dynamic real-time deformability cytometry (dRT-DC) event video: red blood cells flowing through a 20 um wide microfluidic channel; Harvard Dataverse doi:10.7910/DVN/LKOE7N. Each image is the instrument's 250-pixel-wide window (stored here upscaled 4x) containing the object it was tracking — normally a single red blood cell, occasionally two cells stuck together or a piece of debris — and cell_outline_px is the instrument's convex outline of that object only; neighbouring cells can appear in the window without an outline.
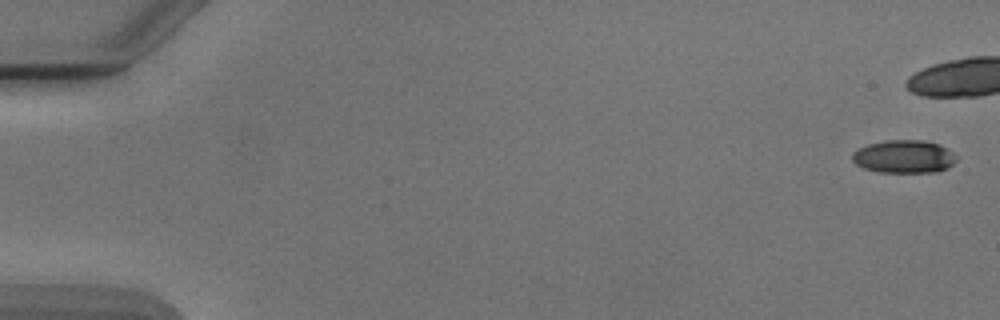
{"species": "Egyptian fruit bat (a non-hibernating species)", "species_latin": "Rousettus aegyptiacus", "temperature_condition": "cold", "stored_images_in_passage": 6, "camera_frame_rate_fps": 3000, "um_per_image_px": 0.085, "animal": {"sex": "male"}, "frame": {"image": 1, "passage_image": 1, "time_ms": 0.0, "image_size_px": [1000, 320], "cell_outline_px": [[956, 160], [948, 168], [936, 172], [880, 172], [864, 168], [856, 164], [852, 160], [852, 152], [856, 148], [868, 144], [884, 140], [924, 140], [940, 144], [948, 148], [956, 156]], "centroid_in_image_um": [76.83, 13.3], "position_along_channel_um": 8.2, "area_um2": 20.23}}